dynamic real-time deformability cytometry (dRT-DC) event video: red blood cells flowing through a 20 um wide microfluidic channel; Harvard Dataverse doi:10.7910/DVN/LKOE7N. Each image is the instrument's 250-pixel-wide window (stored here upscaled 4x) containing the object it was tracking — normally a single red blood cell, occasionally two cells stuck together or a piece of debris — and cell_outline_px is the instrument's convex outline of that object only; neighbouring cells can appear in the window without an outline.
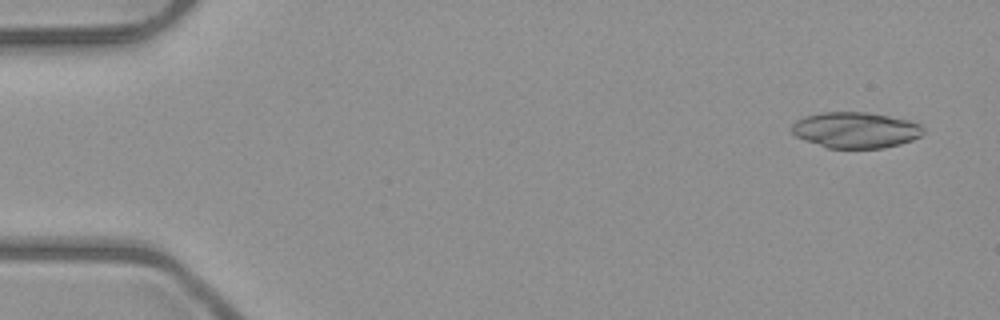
{"species": "common noctule bat (a hibernating species)", "species_latin": "Nyctalus noctula", "temperature_condition": "room temperature", "stored_images_in_passage": 6, "camera_frame_rate_fps": 3000, "um_per_image_px": 0.085, "animal": {"sex": "male", "body_mass_g": 23.1, "forearm_length_mm": 52.7}, "frame": {"image": 1, "passage_image": 1, "time_ms": 0.0, "image_size_px": [1000, 320], "cell_outline_px": [[924, 132], [920, 136], [912, 140], [900, 144], [884, 148], [828, 148], [804, 140], [796, 136], [792, 132], [792, 124], [796, 120], [804, 116], [824, 112], [868, 112], [908, 120], [920, 124], [924, 128]], "centroid_in_image_um": [72.72, 11.05], "position_along_channel_um": 12.3, "area_um2": 27.57}}